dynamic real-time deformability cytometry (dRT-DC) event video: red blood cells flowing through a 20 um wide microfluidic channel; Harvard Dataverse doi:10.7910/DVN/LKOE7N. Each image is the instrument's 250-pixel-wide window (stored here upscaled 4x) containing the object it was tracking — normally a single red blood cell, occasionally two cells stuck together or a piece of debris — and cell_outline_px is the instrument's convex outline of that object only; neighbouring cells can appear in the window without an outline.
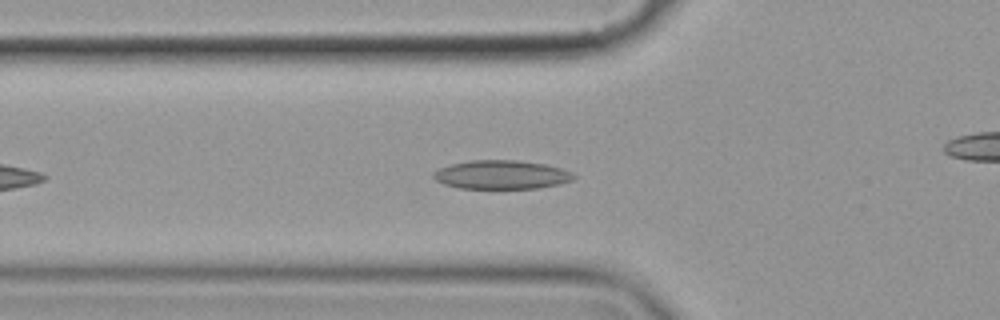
{"species": "common noctule bat (a hibernating species)", "species_latin": "Nyctalus noctula", "temperature_condition": "cold", "stored_images_in_passage": 41, "camera_frame_rate_fps": 3000, "um_per_image_px": 0.085, "animal": {"sex": "female", "body_mass_g": 19.9}, "frame": {"image": 1, "passage_image": 4, "time_ms": 1.0, "image_size_px": [1000, 320], "cell_outline_px": [[576, 176], [572, 180], [560, 184], [540, 188], [460, 188], [444, 184], [436, 180], [432, 176], [432, 172], [448, 164], [472, 160], [516, 160], [544, 164], [560, 168], [572, 172]], "centroid_in_image_um": [42.61, 14.85], "position_along_channel_um": 83.2, "area_um2": 23.52}}
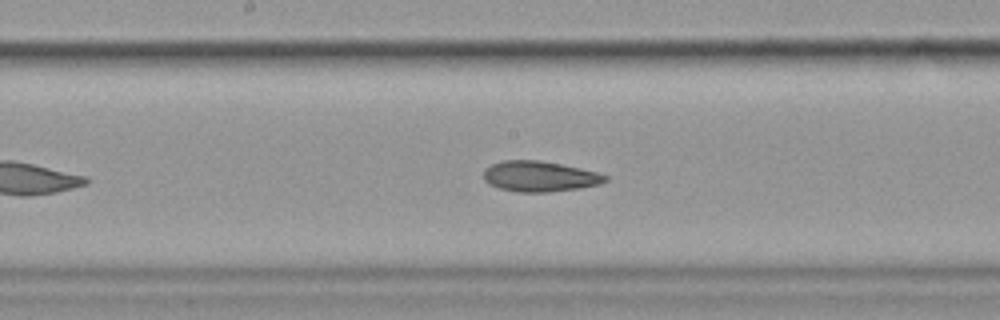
{"frame": {"image": 2, "passage_image": 14, "time_ms": 4.333, "image_size_px": [1000, 320], "cell_outline_px": [[608, 180], [600, 184], [580, 188], [548, 192], [516, 192], [500, 188], [488, 184], [484, 180], [484, 168], [492, 164], [504, 160], [536, 160], [560, 164], [580, 168], [596, 172], [608, 176]], "centroid_in_image_um": [45.85, 15.0], "position_along_channel_um": 202.3, "area_um2": 21.62}}
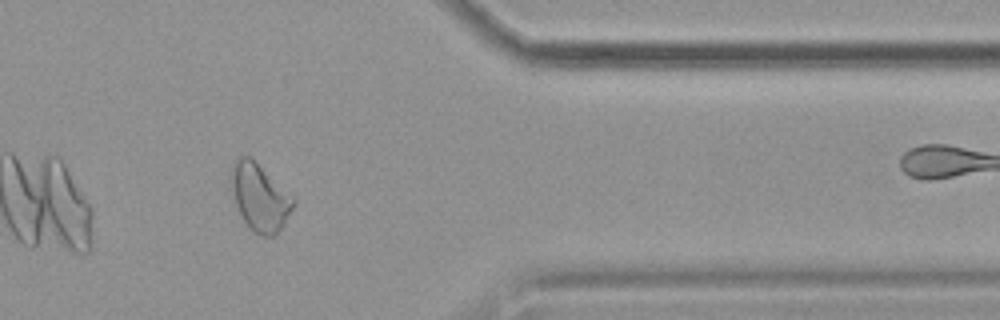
{"frame": {"image": 3, "passage_image": 31, "time_ms": 10.0, "image_size_px": [1000, 320], "cell_outline_px": [[296, 204], [280, 228], [272, 236], [264, 236], [256, 232], [244, 220], [236, 204], [228, 180], [232, 168], [236, 160], [240, 156], [248, 156], [292, 196], [296, 200]], "centroid_in_image_um": [22.06, 16.76], "position_along_channel_um": 389.3, "area_um2": 23.47}, "authors_computed_cell_mechanics": {"area_um2": 22.0796, "velocity_mm_per_s": 3.5694, "shape_relaxation_time_tau1_ms": null, "shape_relaxation_time_tau2_ms": 5.9688, "deformation_change_tau1": null, "deformation_change_tau2": 0.1178}}